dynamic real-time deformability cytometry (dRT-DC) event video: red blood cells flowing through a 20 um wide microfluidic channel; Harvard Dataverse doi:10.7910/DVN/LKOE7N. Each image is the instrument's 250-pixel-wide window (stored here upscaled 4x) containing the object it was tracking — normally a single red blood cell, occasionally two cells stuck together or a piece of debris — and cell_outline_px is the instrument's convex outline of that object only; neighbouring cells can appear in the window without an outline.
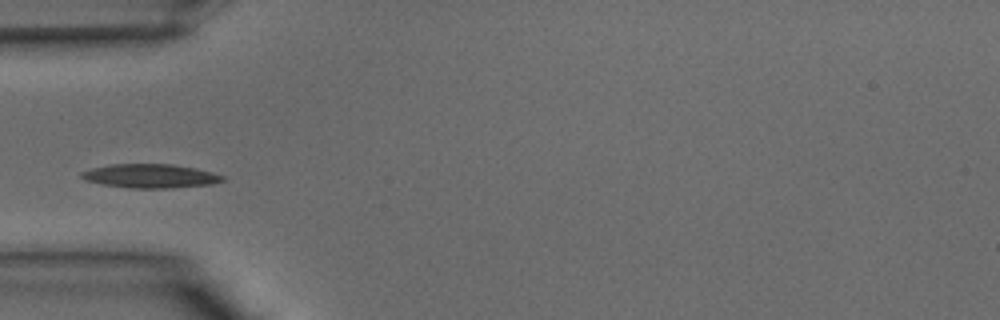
{"species": "common noctule bat (a hibernating species)", "species_latin": "Nyctalus noctula", "temperature_condition": "warm", "stored_images_in_passage": 20, "camera_frame_rate_fps": 3000, "um_per_image_px": 0.085, "animal": {"sex": "male", "body_mass_g": 15.6}, "frame": {"image": 1, "passage_image": 1, "time_ms": 0.0, "image_size_px": [1000, 320], "cell_outline_px": [[224, 180], [212, 184], [172, 188], [128, 188], [104, 184], [84, 180], [80, 176], [80, 172], [92, 168], [108, 164], [172, 164], [196, 168], [212, 172], [224, 176]], "centroid_in_image_um": [12.77, 14.95], "position_along_channel_um": 72.2, "area_um2": 19.71}}